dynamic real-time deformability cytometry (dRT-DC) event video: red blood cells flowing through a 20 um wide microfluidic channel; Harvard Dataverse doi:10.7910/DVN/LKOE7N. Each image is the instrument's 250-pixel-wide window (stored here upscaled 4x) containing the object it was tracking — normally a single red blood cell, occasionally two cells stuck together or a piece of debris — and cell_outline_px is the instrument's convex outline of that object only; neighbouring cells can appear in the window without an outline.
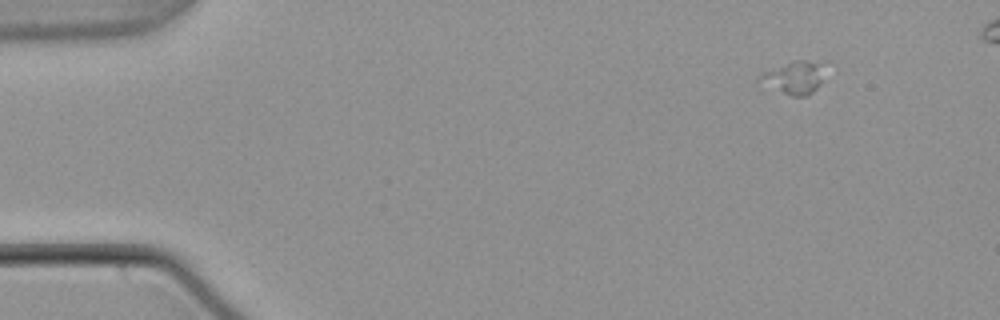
{"species": "common noctule bat (a hibernating species)", "species_latin": "Nyctalus noctula", "temperature_condition": "warm", "stored_images_in_passage": 27, "camera_frame_rate_fps": 3000, "um_per_image_px": 0.085, "animal": {"sex": "male", "body_mass_g": 21.5, "forearm_length_mm": 52.0}, "frame": {"image": 1, "passage_image": 1, "time_ms": 0.0, "image_size_px": [1000, 320], "cell_outline_px": [[820, 84], [812, 92], [804, 96], [792, 96], [756, 80], [760, 72], [792, 60], [804, 60], [820, 64]], "centroid_in_image_um": [67.39, 6.58], "position_along_channel_um": 17.6, "area_um2": 11.91}}